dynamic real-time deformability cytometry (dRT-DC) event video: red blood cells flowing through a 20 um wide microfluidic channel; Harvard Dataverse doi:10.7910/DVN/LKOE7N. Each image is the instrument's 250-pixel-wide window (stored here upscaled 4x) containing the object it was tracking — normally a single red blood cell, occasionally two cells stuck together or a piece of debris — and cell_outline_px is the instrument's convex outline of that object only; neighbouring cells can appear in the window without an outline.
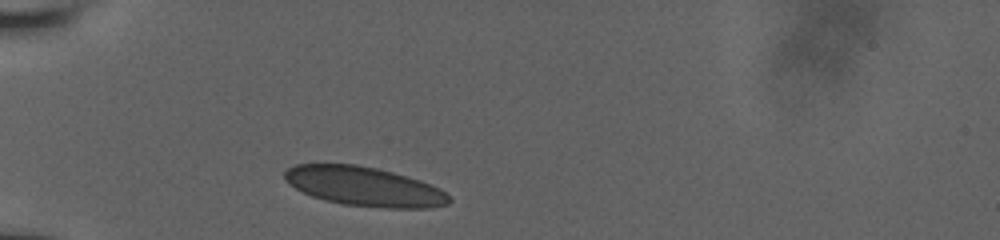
{"species": "human", "species_latin": "Homo sapiens", "temperature_condition": "room temperature", "stored_images_in_passage": 2, "camera_frame_rate_fps": 3000, "um_per_image_px": 0.085, "donor": {"sex": "male"}, "frame": {"image": 1, "passage_image": 1, "time_ms": 0.0, "image_size_px": [1000, 240], "cell_outline_px": [[452, 200], [448, 204], [432, 208], [388, 208], [344, 204], [324, 200], [312, 196], [288, 184], [284, 180], [284, 172], [288, 168], [296, 164], [356, 164], [376, 168], [392, 172], [420, 180], [440, 188]], "centroid_in_image_um": [30.96, 15.85], "position_along_channel_um": 54.0, "area_um2": 37.57}}